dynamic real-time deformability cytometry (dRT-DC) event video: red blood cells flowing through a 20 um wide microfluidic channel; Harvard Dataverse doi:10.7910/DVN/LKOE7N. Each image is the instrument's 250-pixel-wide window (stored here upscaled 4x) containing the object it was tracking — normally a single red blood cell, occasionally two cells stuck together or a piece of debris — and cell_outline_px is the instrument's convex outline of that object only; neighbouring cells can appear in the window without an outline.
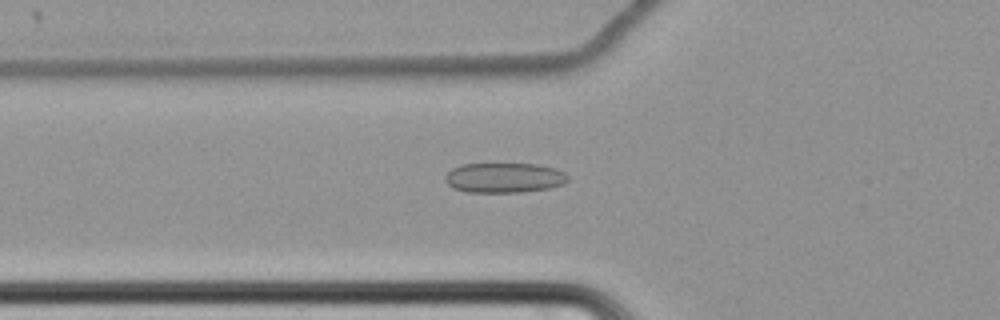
{"species": "common noctule bat (a hibernating species)", "species_latin": "Nyctalus noctula", "temperature_condition": "cold", "stored_images_in_passage": 64, "camera_frame_rate_fps": 3000, "um_per_image_px": 0.085, "animal": {"sex": "female", "body_mass_g": 22.7, "forearm_length_mm": 54.2}, "frame": {"image": 1, "passage_image": 26, "time_ms": 8.333, "image_size_px": [1000, 320], "cell_outline_px": [[568, 180], [564, 184], [552, 188], [520, 192], [464, 192], [452, 188], [444, 180], [444, 176], [452, 168], [464, 164], [536, 164], [552, 168], [564, 172], [568, 176]], "centroid_in_image_um": [42.84, 15.12], "position_along_channel_um": 83.0, "area_um2": 21.5}}
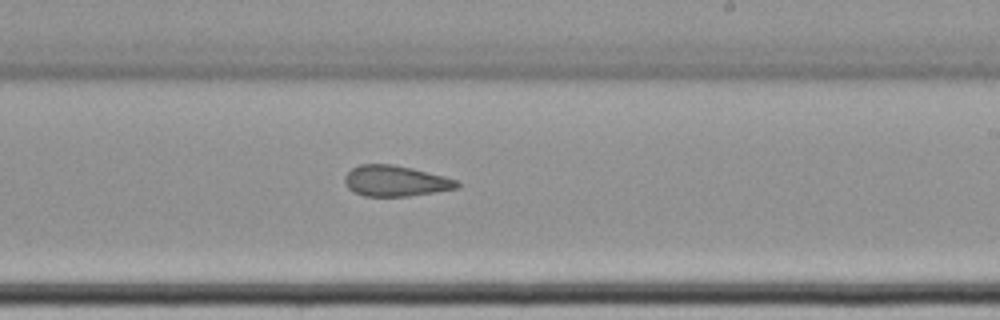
{"frame": {"image": 2, "passage_image": 41, "time_ms": 13.333, "image_size_px": [1000, 320], "cell_outline_px": [[460, 188], [408, 196], [364, 196], [348, 188], [344, 184], [344, 176], [352, 168], [360, 164], [392, 164], [412, 168], [444, 176], [456, 180], [460, 184]], "centroid_in_image_um": [33.61, 15.38], "position_along_channel_um": 255.4, "area_um2": 20.11}}
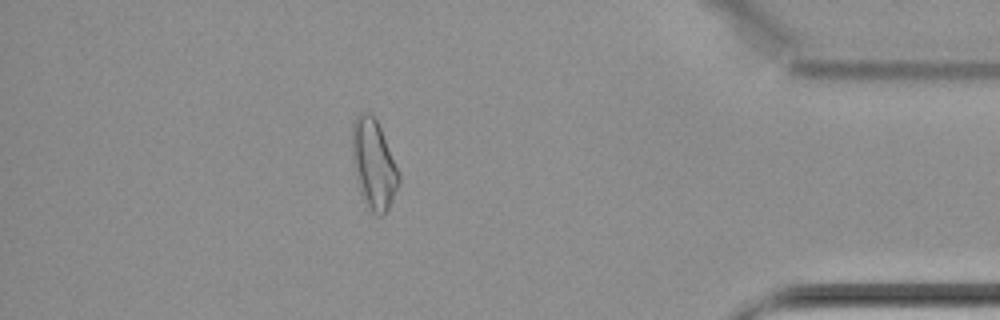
{"frame": {"image": 3, "passage_image": 57, "time_ms": 18.667, "image_size_px": [1000, 320], "cell_outline_px": [[400, 184], [388, 208], [380, 216], [372, 212], [364, 200], [360, 192], [356, 180], [352, 160], [352, 124], [356, 116], [360, 112], [368, 112], [376, 120], [380, 128], [400, 172]], "centroid_in_image_um": [31.76, 13.95], "position_along_channel_um": 403.4, "area_um2": 24.28}, "authors_computed_cell_mechanics": {"area_um2": 23.2067, "velocity_mm_per_s": 3.458, "shape_relaxation_time_tau1_ms": null, "shape_relaxation_time_tau2_ms": 2.605, "deformation_change_tau1": null, "deformation_change_tau2": 0.0992}}